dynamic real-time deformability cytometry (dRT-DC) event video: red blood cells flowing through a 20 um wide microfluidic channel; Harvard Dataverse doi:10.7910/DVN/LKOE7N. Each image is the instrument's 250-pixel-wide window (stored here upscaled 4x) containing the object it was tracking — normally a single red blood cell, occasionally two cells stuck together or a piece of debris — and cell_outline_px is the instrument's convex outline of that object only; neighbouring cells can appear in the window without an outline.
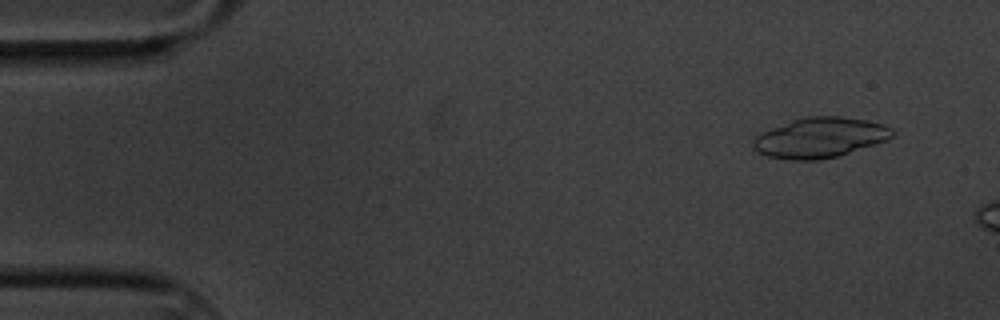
{"species": "common noctule bat (a hibernating species)", "species_latin": "Nyctalus noctula", "temperature_condition": "cold", "stored_images_in_passage": 4, "camera_frame_rate_fps": 3000, "um_per_image_px": 0.085, "animal": {"sex": "male", "body_mass_g": 20.1, "forearm_length_mm": 53.5}, "frame": {"image": 1, "passage_image": 2, "time_ms": 1.0, "image_size_px": [1000, 320], "cell_outline_px": [[892, 136], [888, 140], [840, 156], [820, 160], [792, 160], [768, 156], [760, 152], [752, 144], [752, 140], [760, 132], [792, 120], [804, 116], [840, 116], [864, 120], [884, 124], [892, 128]], "centroid_in_image_um": [69.71, 11.7], "position_along_channel_um": 15.3, "area_um2": 32.6}}